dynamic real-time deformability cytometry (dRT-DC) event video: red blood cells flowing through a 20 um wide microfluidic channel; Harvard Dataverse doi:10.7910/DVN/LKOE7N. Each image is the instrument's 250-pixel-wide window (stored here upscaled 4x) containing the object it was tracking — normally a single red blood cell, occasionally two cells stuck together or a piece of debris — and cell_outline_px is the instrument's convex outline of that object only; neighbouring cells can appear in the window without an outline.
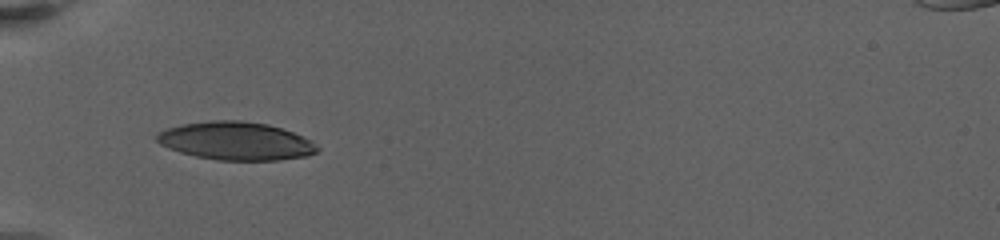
{"species": "human", "species_latin": "Homo sapiens", "temperature_condition": "warm", "stored_images_in_passage": 42, "camera_frame_rate_fps": 3000, "um_per_image_px": 0.085, "donor": {"sex": "female"}, "frame": {"image": 1, "passage_image": 1, "time_ms": 0.0, "image_size_px": [1000, 240], "cell_outline_px": [[320, 148], [316, 152], [308, 156], [276, 160], [216, 160], [196, 156], [180, 152], [168, 148], [160, 144], [156, 140], [156, 136], [160, 132], [168, 128], [184, 124], [212, 120], [240, 120], [268, 124], [292, 132], [308, 140]], "centroid_in_image_um": [20.04, 11.99], "position_along_channel_um": 65.0, "area_um2": 35.32}}
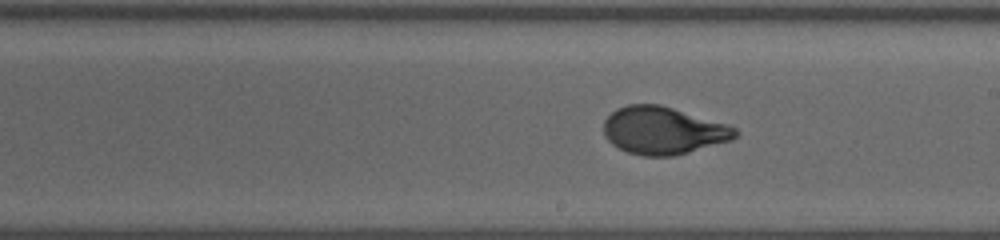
{"frame": {"image": 2, "passage_image": 17, "time_ms": 5.667, "image_size_px": [1000, 240], "cell_outline_px": [[736, 136], [732, 140], [688, 152], [672, 156], [644, 156], [628, 152], [612, 144], [604, 136], [604, 120], [616, 108], [628, 104], [660, 104], [728, 124], [736, 128]], "centroid_in_image_um": [56.35, 11.08], "position_along_channel_um": 232.6, "area_um2": 36.36}}
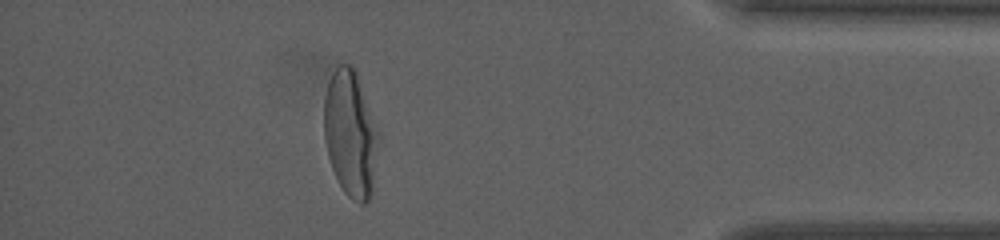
{"frame": {"image": 3, "passage_image": 37, "time_ms": 12.333, "image_size_px": [1000, 240], "cell_outline_px": [[380, 136], [372, 196], [364, 204], [360, 204], [352, 200], [344, 192], [332, 168], [328, 156], [324, 140], [324, 96], [328, 80], [332, 72], [340, 64], [352, 64], [356, 68]], "centroid_in_image_um": [29.8, 11.35], "position_along_channel_um": 405.4, "area_um2": 40.81}, "authors_computed_cell_mechanics": {"area_um2": 36.3562, "velocity_mm_per_s": 3.0784, "shape_relaxation_time_tau1_ms": 4.5992, "shape_relaxation_time_tau2_ms": null, "deformation_change_tau1": 0.2201, "deformation_change_tau2": null}}